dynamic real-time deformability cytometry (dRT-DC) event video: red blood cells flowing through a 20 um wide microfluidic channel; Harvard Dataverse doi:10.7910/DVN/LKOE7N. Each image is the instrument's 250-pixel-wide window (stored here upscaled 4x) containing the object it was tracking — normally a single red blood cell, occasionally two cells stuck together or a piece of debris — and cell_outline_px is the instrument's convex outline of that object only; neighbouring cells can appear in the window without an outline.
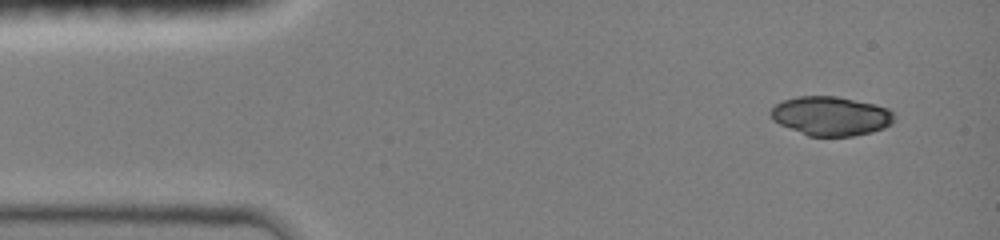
{"species": "common noctule bat (a hibernating species)", "species_latin": "Nyctalus noctula", "temperature_condition": "room temperature", "stored_images_in_passage": 44, "camera_frame_rate_fps": 3000, "um_per_image_px": 0.085, "animal": {"sex": "female", "body_mass_g": 19.0, "forearm_length_mm": 51.5}, "frame": {"image": 1, "passage_image": 1, "time_ms": 0.0, "image_size_px": [1000, 240], "cell_outline_px": [[896, 120], [892, 124], [884, 128], [872, 132], [852, 136], [808, 136], [780, 124], [772, 120], [768, 112], [776, 104], [784, 100], [796, 96], [836, 96], [876, 104], [888, 108], [896, 116]], "centroid_in_image_um": [70.64, 9.86], "position_along_channel_um": 14.4, "area_um2": 28.44}}